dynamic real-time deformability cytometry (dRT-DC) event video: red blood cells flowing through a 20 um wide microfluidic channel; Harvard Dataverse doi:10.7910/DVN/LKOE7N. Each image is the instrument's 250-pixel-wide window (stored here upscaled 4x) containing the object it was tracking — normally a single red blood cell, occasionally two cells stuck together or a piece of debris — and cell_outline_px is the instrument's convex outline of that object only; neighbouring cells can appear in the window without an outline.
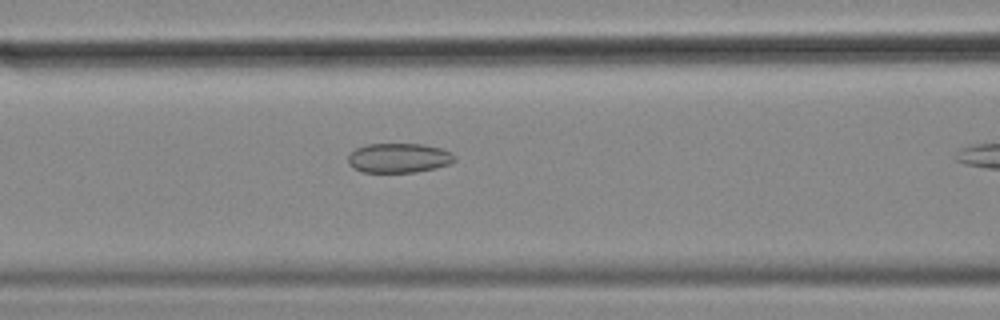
{"species": "common noctule bat (a hibernating species)", "species_latin": "Nyctalus noctula", "temperature_condition": "cold", "stored_images_in_passage": 9, "camera_frame_rate_fps": 3000, "um_per_image_px": 0.085, "animal": {"sex": "female", "body_mass_g": 18.4}, "frame": {"image": 1, "passage_image": 8, "time_ms": 2.333, "image_size_px": [1000, 320], "cell_outline_px": [[456, 160], [448, 164], [436, 168], [416, 172], [364, 172], [352, 168], [348, 164], [348, 156], [356, 148], [368, 144], [424, 144], [440, 148], [452, 152], [456, 156]], "centroid_in_image_um": [33.91, 13.43], "position_along_channel_um": 132.7, "area_um2": 18.44}}